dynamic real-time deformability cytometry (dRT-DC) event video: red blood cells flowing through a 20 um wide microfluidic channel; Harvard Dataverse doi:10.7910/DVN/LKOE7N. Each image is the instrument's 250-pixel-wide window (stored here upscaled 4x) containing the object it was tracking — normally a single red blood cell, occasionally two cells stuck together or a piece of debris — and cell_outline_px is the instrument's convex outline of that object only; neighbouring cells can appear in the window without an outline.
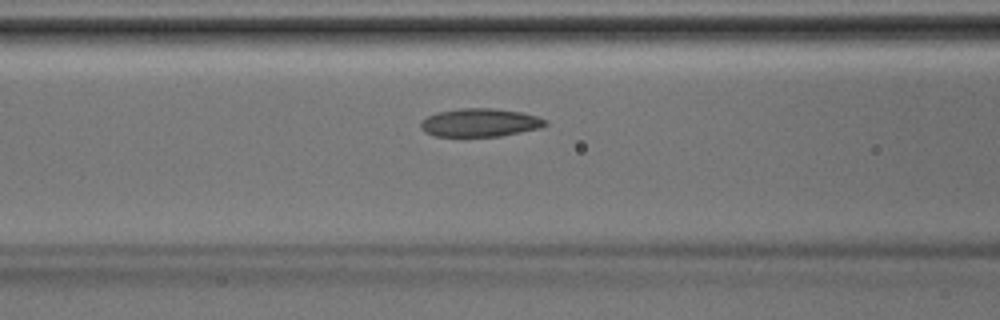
{"species": "Egyptian fruit bat (a non-hibernating species)", "species_latin": "Rousettus aegyptiacus", "temperature_condition": "room temperature", "stored_images_in_passage": 40, "camera_frame_rate_fps": 3000, "um_per_image_px": 0.085, "animal": {"sex": "male"}, "frame": {"image": 1, "passage_image": 16, "time_ms": 5.0, "image_size_px": [1000, 320], "cell_outline_px": [[548, 124], [540, 128], [500, 136], [436, 136], [424, 132], [420, 128], [420, 120], [436, 112], [460, 108], [492, 108], [520, 112], [536, 116], [548, 120]], "centroid_in_image_um": [40.77, 10.42], "position_along_channel_um": 125.8, "area_um2": 20.58}}
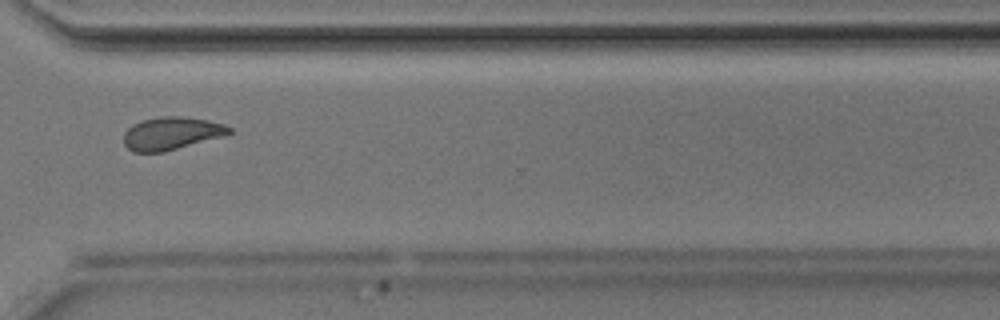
{"frame": {"image": 2, "passage_image": 30, "time_ms": 9.667, "image_size_px": [1000, 320], "cell_outline_px": [[232, 132], [224, 136], [164, 152], [132, 152], [124, 144], [124, 132], [132, 124], [144, 120], [164, 116], [180, 116], [208, 120], [224, 124], [232, 128]], "centroid_in_image_um": [14.58, 11.34], "position_along_channel_um": 356.0, "area_um2": 20.17}}
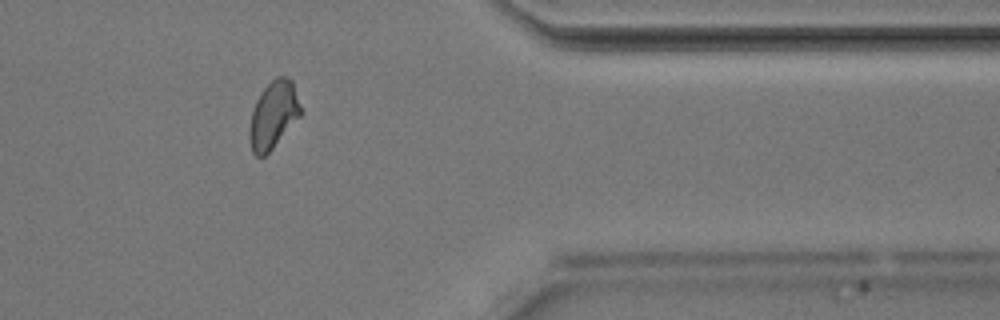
{"frame": {"image": 3, "passage_image": 33, "time_ms": 10.667, "image_size_px": [1000, 320], "cell_outline_px": [[304, 112], [272, 148], [264, 156], [256, 156], [252, 152], [248, 136], [248, 132], [252, 112], [256, 100], [260, 92], [276, 76], [284, 76], [292, 80]], "centroid_in_image_um": [23.25, 9.75], "position_along_channel_um": 388.2, "area_um2": 20.17}}